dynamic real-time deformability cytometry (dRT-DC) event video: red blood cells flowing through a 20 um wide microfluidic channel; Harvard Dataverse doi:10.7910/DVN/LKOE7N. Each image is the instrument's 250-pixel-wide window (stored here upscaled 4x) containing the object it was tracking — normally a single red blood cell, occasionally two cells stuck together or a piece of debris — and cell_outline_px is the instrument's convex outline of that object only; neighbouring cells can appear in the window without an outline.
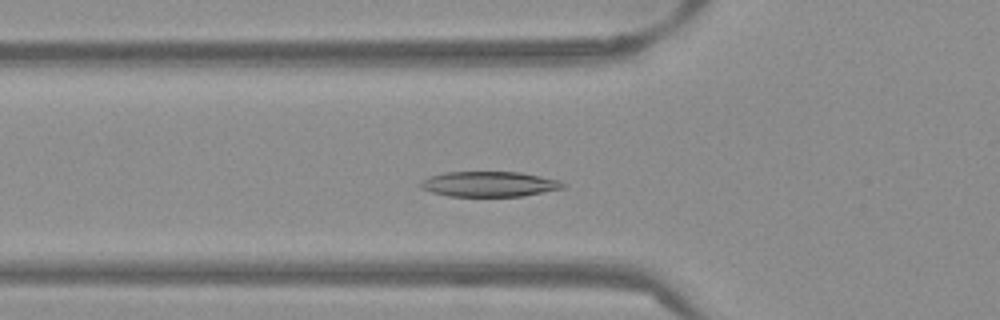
{"species": "Egyptian fruit bat (a non-hibernating species)", "species_latin": "Rousettus aegyptiacus", "temperature_condition": "warm", "stored_images_in_passage": 43, "camera_frame_rate_fps": 3000, "um_per_image_px": 0.085, "frame": {"image": 1, "passage_image": 9, "time_ms": 2.667, "image_size_px": [1000, 320], "cell_outline_px": [[564, 188], [524, 196], [448, 196], [432, 192], [420, 188], [416, 184], [420, 180], [428, 176], [444, 172], [520, 172], [560, 180], [564, 184]], "centroid_in_image_um": [41.52, 15.64], "position_along_channel_um": 84.3, "area_um2": 21.15}}
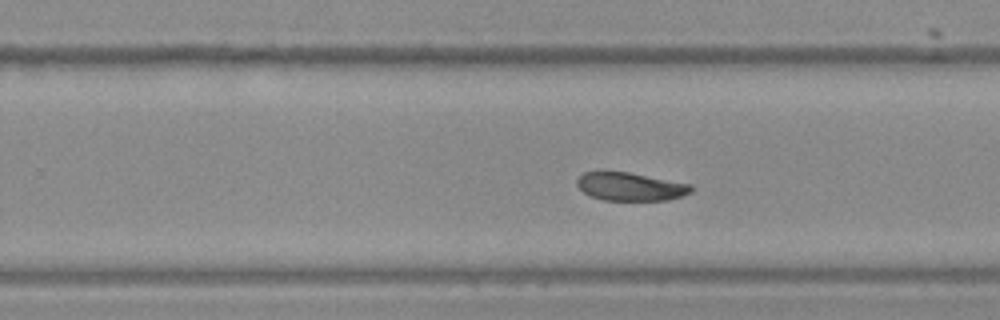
{"frame": {"image": 2, "passage_image": 24, "time_ms": 7.667, "image_size_px": [1000, 320], "cell_outline_px": [[692, 192], [684, 196], [668, 200], [604, 200], [592, 196], [584, 192], [576, 184], [576, 180], [584, 172], [600, 168], [628, 172], [692, 184]], "centroid_in_image_um": [53.55, 15.82], "position_along_channel_um": 276.2, "area_um2": 19.31}}
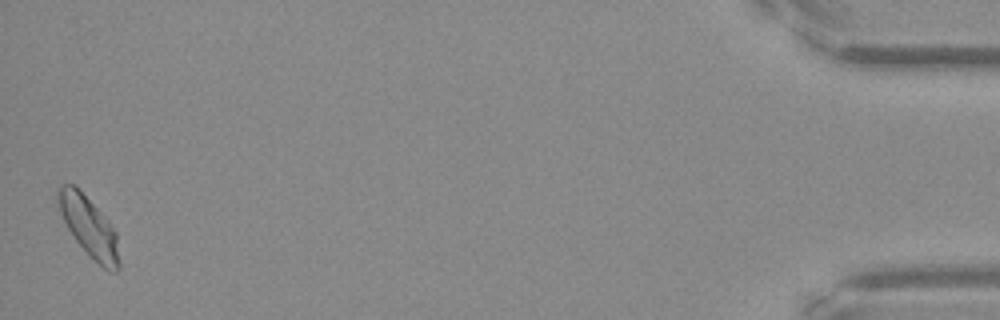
{"frame": {"image": 3, "passage_image": 43, "time_ms": 14.0, "image_size_px": [1000, 320], "cell_outline_px": [[120, 268], [116, 272], [108, 272], [76, 240], [68, 228], [60, 212], [56, 200], [56, 188], [60, 184], [72, 184], [108, 220], [116, 232], [120, 260]], "centroid_in_image_um": [7.56, 19.28], "position_along_channel_um": 427.6, "area_um2": 20.87}, "authors_computed_cell_mechanics": {"area_um2": 19.8832, "velocity_mm_per_s": 3.8297, "shape_relaxation_time_tau1_ms": 5.274, "shape_relaxation_time_tau2_ms": 8.6375, "deformation_change_tau1": 0.1563, "deformation_change_tau2": 0.1486}}